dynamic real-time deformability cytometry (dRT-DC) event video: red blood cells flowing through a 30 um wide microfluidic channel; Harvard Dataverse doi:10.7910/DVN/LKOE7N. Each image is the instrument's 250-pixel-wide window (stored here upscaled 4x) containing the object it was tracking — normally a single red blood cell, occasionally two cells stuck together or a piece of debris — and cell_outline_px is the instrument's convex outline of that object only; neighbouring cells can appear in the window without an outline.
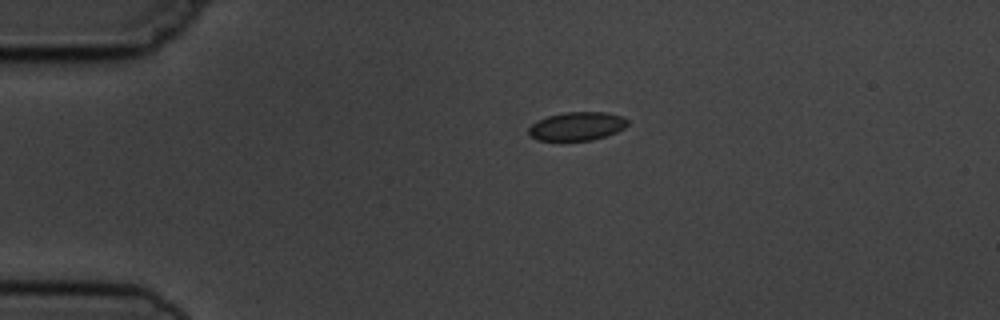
{"species": "common noctule bat (a hibernating species)", "species_latin": "Nyctalus noctula", "temperature_condition": "cold", "stored_images_in_passage": 2, "camera_frame_rate_fps": 3000, "um_per_image_px": 0.085, "animal": {"sex": "male", "body_mass_g": 19.5, "forearm_length_mm": 54.6}, "frame": {"image": 1, "passage_image": 1, "time_ms": 0.0, "image_size_px": [1000, 320], "cell_outline_px": [[628, 124], [624, 128], [616, 132], [592, 140], [536, 140], [528, 136], [528, 128], [536, 120], [548, 116], [564, 112], [608, 112], [620, 116], [628, 120]], "centroid_in_image_um": [49.0, 10.72], "position_along_channel_um": 36.0, "area_um2": 16.47}}